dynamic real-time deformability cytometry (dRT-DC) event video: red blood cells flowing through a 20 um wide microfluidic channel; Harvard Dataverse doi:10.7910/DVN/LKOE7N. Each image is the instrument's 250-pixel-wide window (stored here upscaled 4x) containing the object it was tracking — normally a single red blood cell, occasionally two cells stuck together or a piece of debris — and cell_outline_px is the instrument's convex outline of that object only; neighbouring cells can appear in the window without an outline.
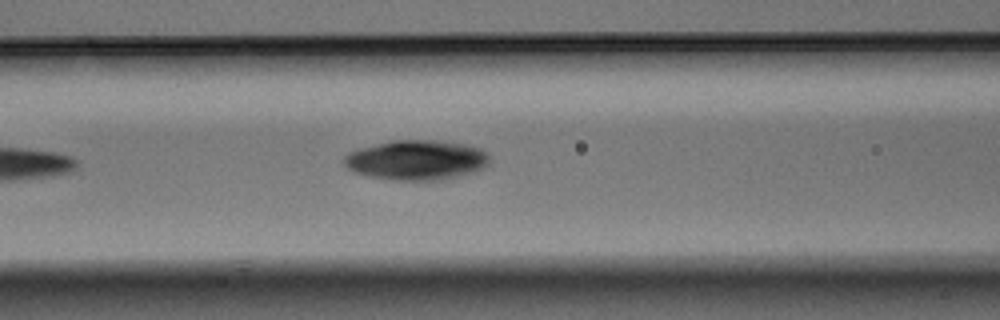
{"species": "Egyptian fruit bat (a non-hibernating species)", "species_latin": "Rousettus aegyptiacus", "temperature_condition": "warm", "stored_images_in_passage": 6, "camera_frame_rate_fps": 3000, "um_per_image_px": 0.085, "animal": {"sex": "male"}, "frame": {"image": 1, "passage_image": 6, "time_ms": 1.667, "image_size_px": [1000, 320], "cell_outline_px": [[488, 164], [484, 168], [460, 176], [440, 180], [396, 180], [368, 176], [356, 172], [348, 168], [344, 164], [344, 156], [348, 152], [360, 148], [392, 140], [436, 140], [464, 144], [480, 148], [488, 156]], "centroid_in_image_um": [35.39, 13.6], "position_along_channel_um": 131.2, "area_um2": 33.64}}